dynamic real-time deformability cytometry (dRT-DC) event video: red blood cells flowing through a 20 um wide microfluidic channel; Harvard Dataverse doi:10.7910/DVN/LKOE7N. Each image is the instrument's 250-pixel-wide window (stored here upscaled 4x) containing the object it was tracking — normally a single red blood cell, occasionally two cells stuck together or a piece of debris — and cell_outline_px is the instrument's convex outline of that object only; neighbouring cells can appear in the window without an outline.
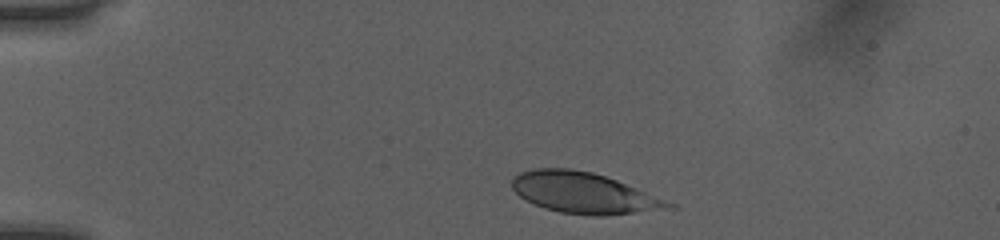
{"species": "human", "species_latin": "Homo sapiens", "temperature_condition": "room temperature", "stored_images_in_passage": 36, "camera_frame_rate_fps": 3000, "um_per_image_px": 0.085, "donor": {"sex": "female"}, "frame": {"image": 1, "passage_image": 1, "time_ms": 0.0, "image_size_px": [1000, 240], "cell_outline_px": [[676, 208], [600, 216], [592, 216], [560, 212], [544, 208], [524, 200], [512, 188], [512, 176], [520, 172], [532, 168], [572, 168], [592, 172], [616, 180], [676, 204]], "centroid_in_image_um": [49.58, 16.39], "position_along_channel_um": 35.4, "area_um2": 37.28}}
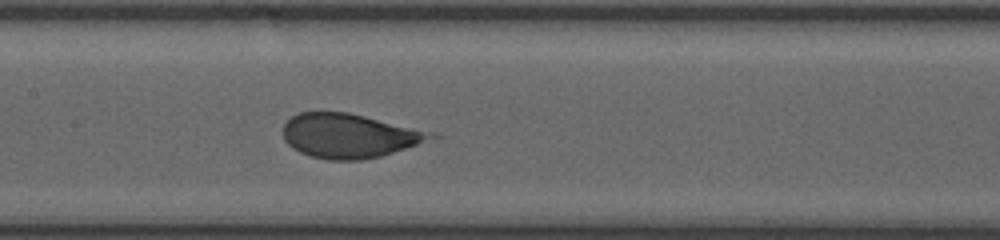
{"frame": {"image": 2, "passage_image": 16, "time_ms": 5.0, "image_size_px": [1000, 240], "cell_outline_px": [[440, 136], [380, 156], [360, 160], [328, 160], [312, 156], [300, 152], [292, 148], [284, 140], [284, 124], [292, 116], [300, 112], [348, 112], [440, 132]], "centroid_in_image_um": [29.74, 11.52], "position_along_channel_um": 177.7, "area_um2": 38.26}}
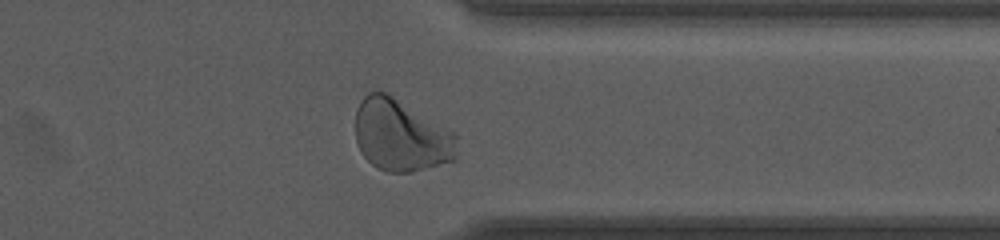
{"frame": {"image": 3, "passage_image": 31, "time_ms": 10.0, "image_size_px": [1000, 240], "cell_outline_px": [[456, 160], [412, 172], [388, 172], [376, 168], [360, 152], [356, 144], [356, 108], [360, 100], [368, 92], [384, 92], [456, 132]], "centroid_in_image_um": [34.08, 11.53], "position_along_channel_um": 377.3, "area_um2": 42.66}, "authors_computed_cell_mechanics": {"area_um2": 39.2462, "velocity_mm_per_s": 4.0287, "shape_relaxation_time_tau1_ms": 2.6348, "shape_relaxation_time_tau2_ms": null, "deformation_change_tau1": 0.1524, "deformation_change_tau2": null}}